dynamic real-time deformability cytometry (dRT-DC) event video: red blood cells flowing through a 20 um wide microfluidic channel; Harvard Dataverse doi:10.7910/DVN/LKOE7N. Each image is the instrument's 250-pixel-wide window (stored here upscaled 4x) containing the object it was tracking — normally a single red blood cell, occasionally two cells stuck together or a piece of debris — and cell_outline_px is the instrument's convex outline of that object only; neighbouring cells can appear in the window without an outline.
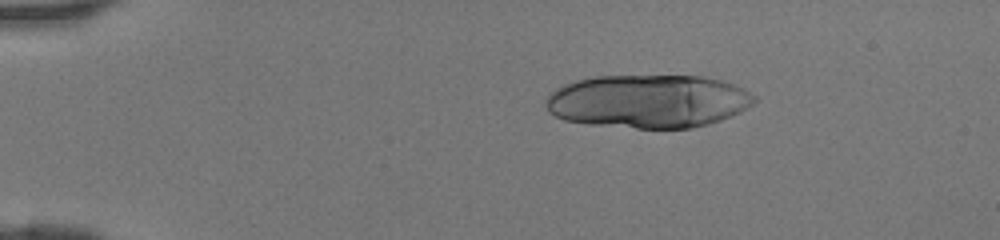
{"species": "human", "species_latin": "Homo sapiens", "temperature_condition": "room temperature", "stored_images_in_passage": 17, "camera_frame_rate_fps": 3000, "um_per_image_px": 0.085, "donor": {"sex": "female"}, "frame": {"image": 1, "passage_image": 1, "time_ms": 0.0, "image_size_px": [1000, 240], "cell_outline_px": [[756, 100], [752, 104], [740, 112], [720, 120], [708, 124], [692, 128], [636, 128], [588, 124], [564, 120], [548, 112], [544, 104], [544, 100], [556, 88], [564, 84], [576, 80], [596, 76], [704, 76], [724, 80], [744, 88], [756, 96]], "centroid_in_image_um": [55.1, 8.6], "position_along_channel_um": 29.9, "area_um2": 65.2}}
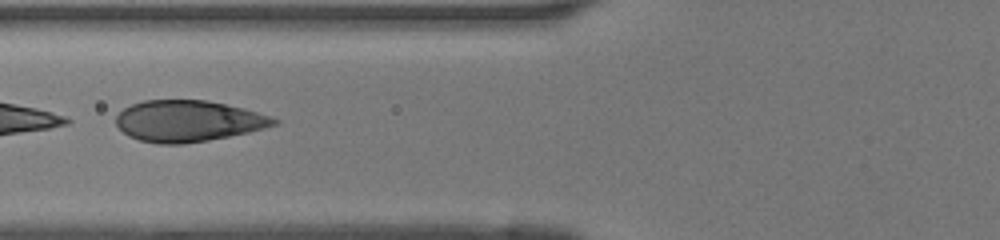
{"frame": {"image": 2, "passage_image": 12, "time_ms": 3.667, "image_size_px": [1000, 240], "cell_outline_px": [[280, 124], [248, 132], [208, 140], [184, 144], [160, 144], [140, 140], [128, 136], [116, 124], [116, 116], [124, 108], [132, 104], [144, 100], [208, 100], [244, 108], [280, 120]], "centroid_in_image_um": [15.99, 10.28], "position_along_channel_um": 109.8, "area_um2": 37.86}}
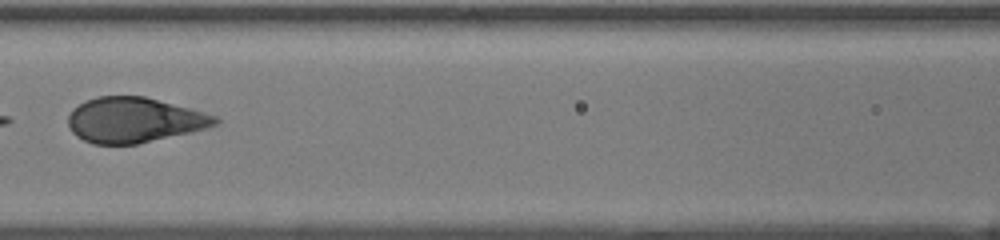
{"frame": {"image": 3, "passage_image": 15, "time_ms": 4.667, "image_size_px": [1000, 240], "cell_outline_px": [[220, 120], [216, 124], [204, 128], [188, 132], [136, 144], [92, 144], [76, 136], [72, 132], [68, 124], [68, 116], [72, 108], [84, 100], [96, 96], [144, 96], [188, 108], [216, 116]], "centroid_in_image_um": [11.32, 10.19], "position_along_channel_um": 155.3, "area_um2": 38.32}}